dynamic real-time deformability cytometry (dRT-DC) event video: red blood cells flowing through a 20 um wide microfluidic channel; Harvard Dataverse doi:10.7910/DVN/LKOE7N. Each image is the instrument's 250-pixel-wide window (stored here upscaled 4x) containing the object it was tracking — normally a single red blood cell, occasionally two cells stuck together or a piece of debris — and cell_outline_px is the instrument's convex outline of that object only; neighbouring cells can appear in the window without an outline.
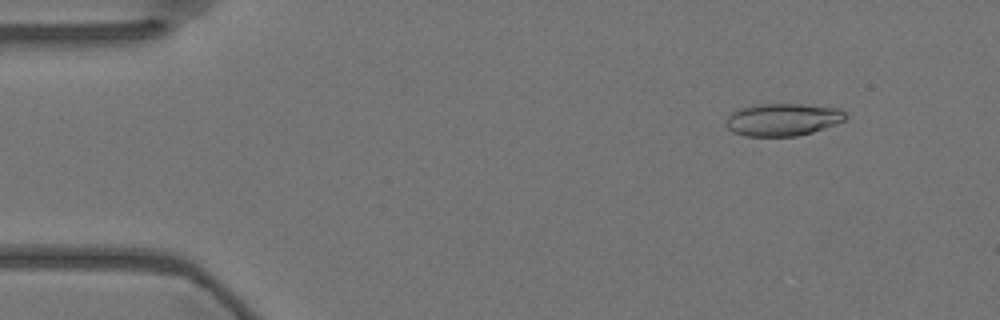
{"species": "Egyptian fruit bat (a non-hibernating species)", "species_latin": "Rousettus aegyptiacus", "temperature_condition": "warm", "stored_images_in_passage": 26, "camera_frame_rate_fps": 3000, "um_per_image_px": 0.085, "animal": {"sex": "female"}, "frame": {"image": 1, "passage_image": 6, "time_ms": 1.667, "image_size_px": [1000, 320], "cell_outline_px": [[848, 116], [844, 120], [836, 124], [812, 132], [796, 136], [744, 136], [732, 132], [724, 124], [728, 116], [732, 112], [740, 108], [752, 104], [804, 104], [840, 108]], "centroid_in_image_um": [66.51, 10.16], "position_along_channel_um": 18.5, "area_um2": 22.83}}
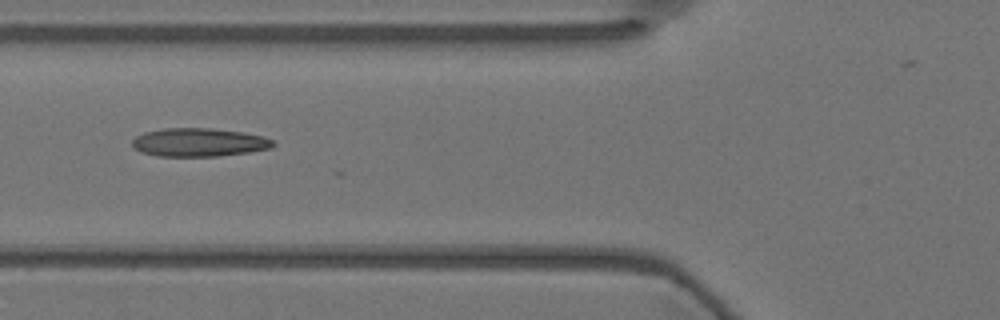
{"frame": {"image": 2, "passage_image": 21, "time_ms": 6.667, "image_size_px": [1000, 320], "cell_outline_px": [[276, 144], [272, 148], [248, 152], [216, 156], [156, 156], [140, 152], [132, 148], [132, 140], [136, 136], [144, 132], [164, 128], [212, 128], [244, 132], [264, 136], [276, 140]], "centroid_in_image_um": [16.92, 12.09], "position_along_channel_um": 108.9, "area_um2": 23.64}}
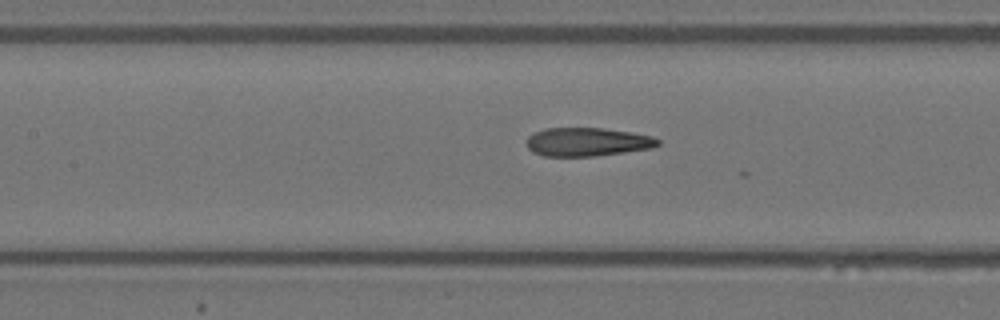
{"frame": {"image": 3, "passage_image": 25, "time_ms": 8.0, "image_size_px": [1000, 320], "cell_outline_px": [[660, 144], [652, 148], [596, 156], [544, 156], [532, 152], [528, 148], [528, 136], [544, 128], [604, 128], [632, 132], [652, 136], [660, 140]], "centroid_in_image_um": [49.94, 12.06], "position_along_channel_um": 157.5, "area_um2": 21.85}}